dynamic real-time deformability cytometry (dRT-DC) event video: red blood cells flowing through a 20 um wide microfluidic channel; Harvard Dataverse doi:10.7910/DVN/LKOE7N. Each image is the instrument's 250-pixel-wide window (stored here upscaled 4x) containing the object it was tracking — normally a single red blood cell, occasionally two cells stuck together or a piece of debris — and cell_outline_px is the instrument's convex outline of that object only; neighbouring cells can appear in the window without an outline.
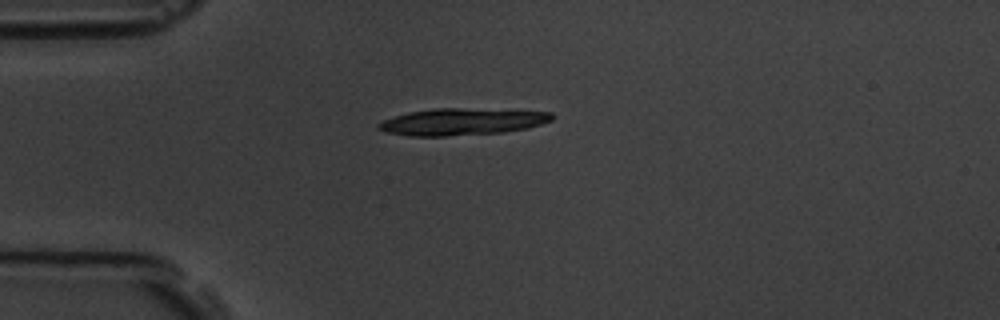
{"species": "common noctule bat (a hibernating species)", "species_latin": "Nyctalus noctula", "temperature_condition": "room temperature", "stored_images_in_passage": 4, "camera_frame_rate_fps": 3000, "um_per_image_px": 0.085, "animal": {"sex": "male", "body_mass_g": 19.5, "forearm_length_mm": 54.6}, "frame": {"image": 1, "passage_image": 1, "time_ms": 0.0, "image_size_px": [1000, 320], "cell_outline_px": [[552, 120], [528, 128], [504, 132], [444, 136], [408, 136], [388, 132], [376, 128], [376, 124], [384, 120], [408, 112], [432, 108], [460, 108], [552, 112]], "centroid_in_image_um": [39.23, 10.35], "position_along_channel_um": 45.8, "area_um2": 26.93}}